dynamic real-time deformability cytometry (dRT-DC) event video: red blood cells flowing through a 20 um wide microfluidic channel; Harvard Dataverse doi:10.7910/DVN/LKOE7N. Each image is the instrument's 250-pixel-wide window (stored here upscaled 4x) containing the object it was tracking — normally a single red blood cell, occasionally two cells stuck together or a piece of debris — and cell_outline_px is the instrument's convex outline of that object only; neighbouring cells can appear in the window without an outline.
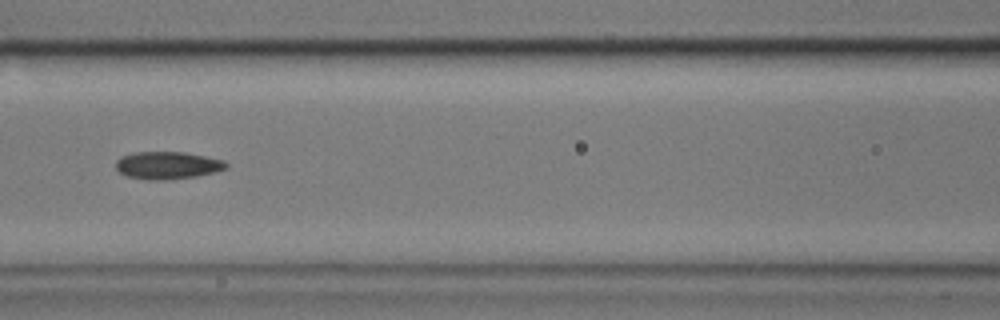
{"species": "common noctule bat (a hibernating species)", "species_latin": "Nyctalus noctula", "temperature_condition": "cold", "stored_images_in_passage": 24, "camera_frame_rate_fps": 3000, "um_per_image_px": 0.085, "animal": {"sex": "male", "body_mass_g": 17.9}, "frame": {"image": 1, "passage_image": 8, "time_ms": 2.333, "image_size_px": [1000, 320], "cell_outline_px": [[228, 168], [196, 176], [168, 180], [148, 180], [124, 176], [116, 168], [116, 160], [120, 156], [132, 152], [184, 152], [224, 160], [228, 164]], "centroid_in_image_um": [14.19, 14.05], "position_along_channel_um": 152.4, "area_um2": 17.8}}